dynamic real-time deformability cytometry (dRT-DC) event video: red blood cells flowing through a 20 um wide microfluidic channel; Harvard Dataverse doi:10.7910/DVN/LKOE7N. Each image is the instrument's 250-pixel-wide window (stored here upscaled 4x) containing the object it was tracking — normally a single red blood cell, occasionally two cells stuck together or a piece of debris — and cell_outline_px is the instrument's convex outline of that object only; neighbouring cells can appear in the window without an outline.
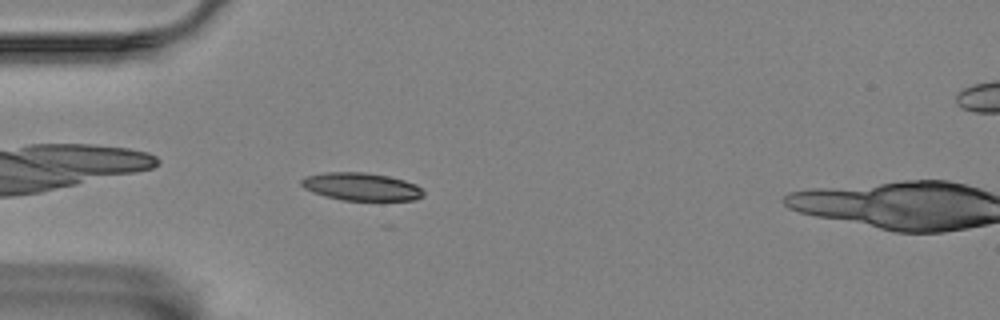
{"species": "Egyptian fruit bat (a non-hibernating species)", "species_latin": "Rousettus aegyptiacus", "temperature_condition": "room temperature", "stored_images_in_passage": 31, "camera_frame_rate_fps": 3000, "um_per_image_px": 0.085, "animal": {"sex": "female"}, "frame": {"image": 1, "passage_image": 5, "time_ms": 1.333, "image_size_px": [1000, 320], "cell_outline_px": [[424, 196], [416, 200], [340, 200], [324, 196], [312, 192], [304, 188], [300, 184], [300, 180], [304, 176], [324, 172], [364, 172], [388, 176], [404, 180], [416, 184], [424, 192]], "centroid_in_image_um": [30.68, 15.86], "position_along_channel_um": 54.3, "area_um2": 19.94}}
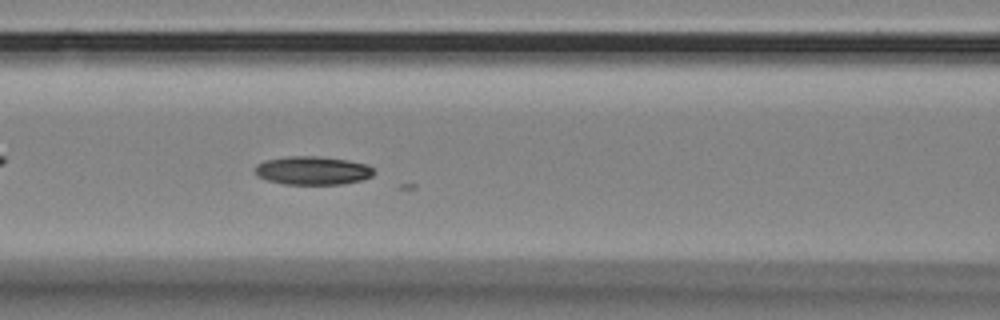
{"frame": {"image": 2, "passage_image": 13, "time_ms": 4.0, "image_size_px": [1000, 320], "cell_outline_px": [[372, 176], [364, 180], [344, 184], [284, 184], [268, 180], [256, 176], [256, 164], [264, 160], [288, 156], [320, 156], [368, 164], [372, 168]], "centroid_in_image_um": [26.56, 14.5], "position_along_channel_um": 140.0, "area_um2": 19.71}}
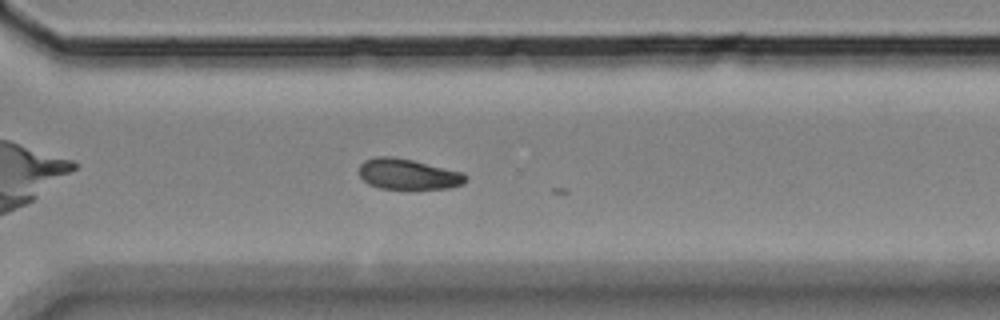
{"frame": {"image": 3, "passage_image": 30, "time_ms": 9.667, "image_size_px": [1000, 320], "cell_outline_px": [[468, 176], [464, 184], [448, 188], [408, 192], [380, 188], [368, 184], [360, 176], [360, 164], [364, 160], [376, 156], [392, 156], [412, 160], [464, 172]], "centroid_in_image_um": [34.72, 14.85], "position_along_channel_um": 335.9, "area_um2": 19.94}}